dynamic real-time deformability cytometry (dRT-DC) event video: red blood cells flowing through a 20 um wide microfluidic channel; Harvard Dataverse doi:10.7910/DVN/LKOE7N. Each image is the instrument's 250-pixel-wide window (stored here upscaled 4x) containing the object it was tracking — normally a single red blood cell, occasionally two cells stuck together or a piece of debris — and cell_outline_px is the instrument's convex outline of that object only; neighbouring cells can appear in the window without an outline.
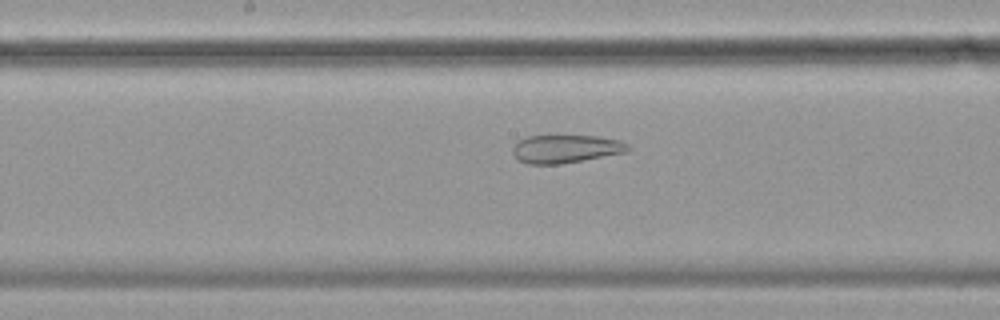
{"species": "common noctule bat (a hibernating species)", "species_latin": "Nyctalus noctula", "temperature_condition": "cold", "stored_images_in_passage": 57, "camera_frame_rate_fps": 3000, "um_per_image_px": 0.085, "animal": {"sex": "female", "body_mass_g": 19.9}, "frame": {"image": 1, "passage_image": 29, "time_ms": 9.333, "image_size_px": [1000, 320], "cell_outline_px": [[632, 148], [628, 152], [560, 164], [528, 164], [520, 160], [512, 152], [512, 148], [516, 140], [528, 136], [596, 136], [620, 140], [628, 144]], "centroid_in_image_um": [48.1, 12.65], "position_along_channel_um": 200.1, "area_um2": 18.96}}
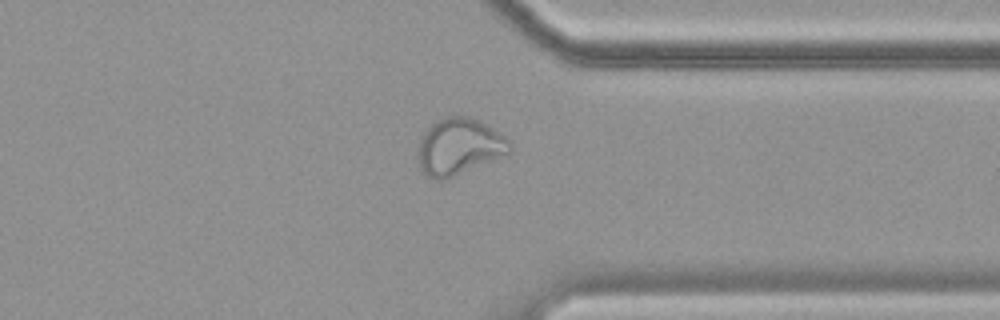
{"frame": {"image": 2, "passage_image": 44, "time_ms": 14.333, "image_size_px": [1000, 320], "cell_outline_px": [[512, 152], [452, 176], [440, 180], [432, 180], [420, 168], [416, 156], [416, 152], [420, 140], [424, 132], [436, 120], [448, 116], [468, 116], [480, 120], [488, 124], [512, 140]], "centroid_in_image_um": [39.04, 12.43], "position_along_channel_um": 372.4, "area_um2": 30.46}}